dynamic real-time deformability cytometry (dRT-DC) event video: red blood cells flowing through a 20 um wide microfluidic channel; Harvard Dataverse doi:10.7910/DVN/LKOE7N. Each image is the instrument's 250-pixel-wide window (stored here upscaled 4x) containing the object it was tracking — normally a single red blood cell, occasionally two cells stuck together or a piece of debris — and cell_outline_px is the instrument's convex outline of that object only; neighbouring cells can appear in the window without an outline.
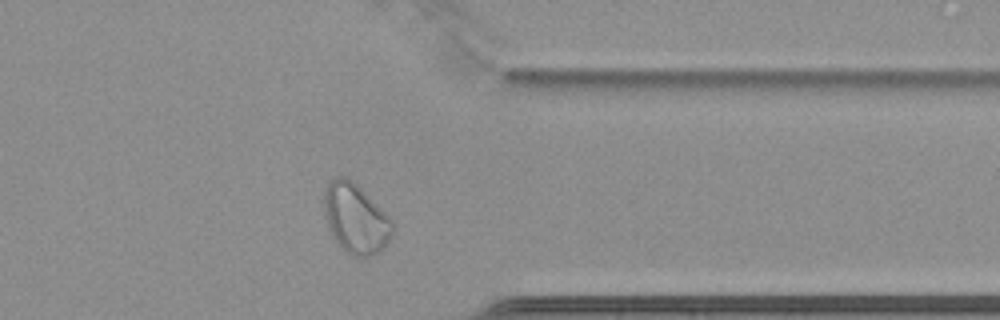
{"species": "common noctule bat (a hibernating species)", "species_latin": "Nyctalus noctula", "temperature_condition": "cold", "stored_images_in_passage": 43, "camera_frame_rate_fps": 3000, "um_per_image_px": 0.085, "animal": {"sex": "female", "body_mass_g": 22.7, "forearm_length_mm": 54.2}, "frame": {"image": 1, "passage_image": 31, "time_ms": 10.0, "image_size_px": [1000, 320], "cell_outline_px": [[392, 232], [388, 240], [380, 252], [368, 256], [352, 256], [340, 248], [332, 236], [324, 216], [324, 192], [328, 184], [336, 176], [344, 176], [352, 180], [392, 220]], "centroid_in_image_um": [30.19, 18.59], "position_along_channel_um": 381.2, "area_um2": 27.46}, "authors_computed_cell_mechanics": {"area_um2": 21.5016, "velocity_mm_per_s": 3.4133, "shape_relaxation_time_tau1_ms": 2.5559, "shape_relaxation_time_tau2_ms": 2.5455, "deformation_change_tau1": null, "deformation_change_tau2": 0.0446}}